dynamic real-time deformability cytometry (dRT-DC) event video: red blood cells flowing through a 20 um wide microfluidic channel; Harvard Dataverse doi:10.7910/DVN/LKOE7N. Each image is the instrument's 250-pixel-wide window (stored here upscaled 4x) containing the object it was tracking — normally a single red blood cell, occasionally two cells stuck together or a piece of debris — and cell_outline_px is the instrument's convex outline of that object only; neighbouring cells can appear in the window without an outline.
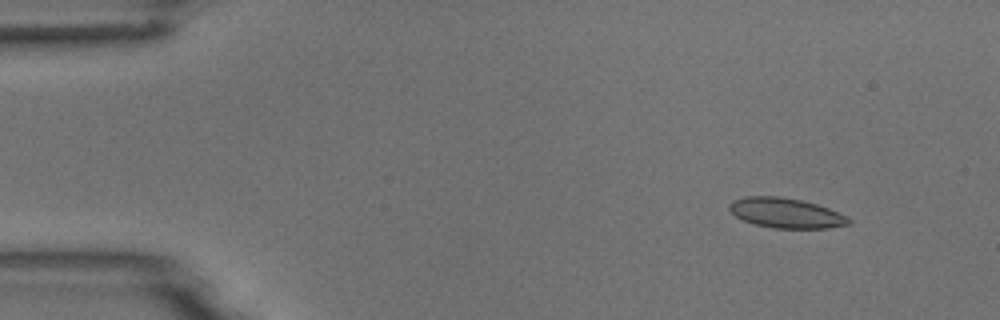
{"species": "common noctule bat (a hibernating species)", "species_latin": "Nyctalus noctula", "temperature_condition": "room temperature", "stored_images_in_passage": 5, "camera_frame_rate_fps": 3000, "um_per_image_px": 0.085, "animal": {"sex": "male", "body_mass_g": 18.8}, "frame": {"image": 1, "passage_image": 1, "time_ms": 0.0, "image_size_px": [1000, 320], "cell_outline_px": [[852, 224], [828, 228], [772, 228], [756, 224], [744, 220], [736, 216], [728, 208], [728, 204], [732, 200], [748, 196], [780, 196], [800, 200], [816, 204], [828, 208], [848, 216], [852, 220]], "centroid_in_image_um": [66.83, 18.1], "position_along_channel_um": 18.2, "area_um2": 20.87}}
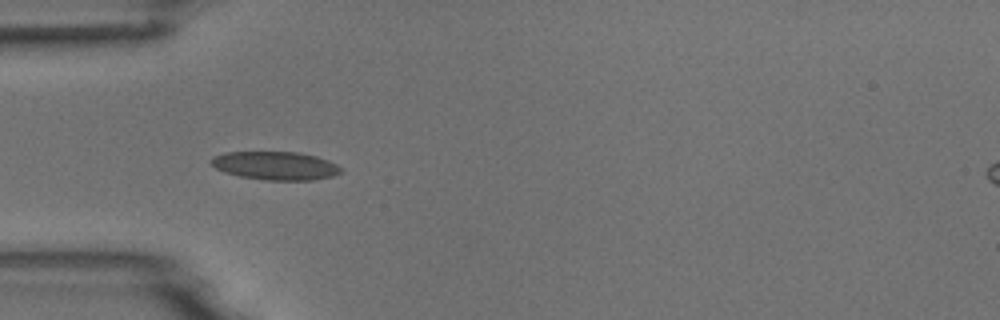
{"frame": {"image": 2, "passage_image": 4, "time_ms": 1.0, "image_size_px": [1000, 320], "cell_outline_px": [[344, 172], [332, 176], [312, 180], [264, 180], [240, 176], [224, 172], [216, 168], [208, 160], [212, 156], [224, 152], [296, 152], [316, 156], [328, 160], [336, 164]], "centroid_in_image_um": [23.39, 14.08], "position_along_channel_um": 61.6, "area_um2": 21.5}}